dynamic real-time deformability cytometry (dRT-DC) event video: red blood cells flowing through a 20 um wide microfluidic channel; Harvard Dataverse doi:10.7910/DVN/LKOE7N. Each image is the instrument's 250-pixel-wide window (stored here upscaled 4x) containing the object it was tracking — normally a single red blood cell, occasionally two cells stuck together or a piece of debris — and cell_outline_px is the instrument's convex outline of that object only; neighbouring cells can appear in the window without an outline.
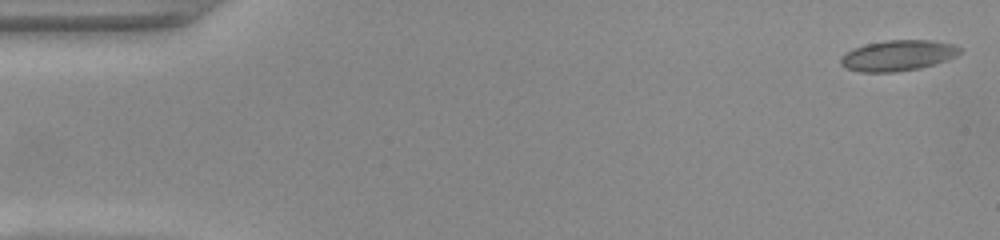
{"species": "common noctule bat (a hibernating species)", "species_latin": "Nyctalus noctula", "temperature_condition": "warm", "stored_images_in_passage": 49, "camera_frame_rate_fps": 3000, "um_per_image_px": 0.085, "animal": {"sex": "female", "body_mass_g": 22.0, "forearm_length_mm": 56.7}, "frame": {"image": 1, "passage_image": 1, "time_ms": 0.0, "image_size_px": [1000, 240], "cell_outline_px": [[960, 52], [956, 56], [948, 60], [936, 64], [920, 68], [896, 72], [860, 72], [844, 68], [840, 64], [840, 56], [844, 52], [852, 48], [864, 44], [884, 40], [928, 40], [956, 44], [960, 48]], "centroid_in_image_um": [76.28, 4.72], "position_along_channel_um": 8.7, "area_um2": 21.73}}
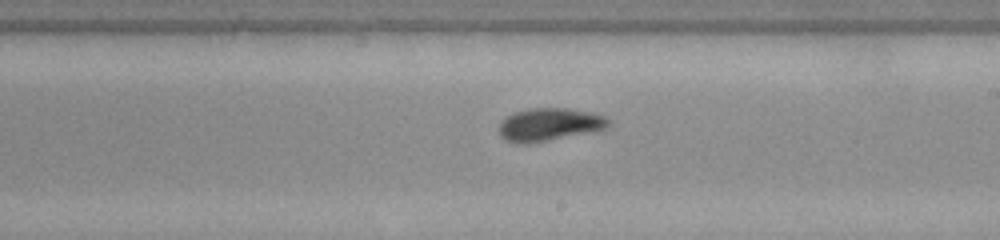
{"frame": {"image": 2, "passage_image": 28, "time_ms": 9.0, "image_size_px": [1000, 240], "cell_outline_px": [[612, 124], [596, 132], [528, 144], [516, 144], [504, 140], [500, 136], [500, 120], [512, 112], [528, 108], [568, 108], [588, 112], [604, 116], [612, 120]], "centroid_in_image_um": [46.69, 10.6], "position_along_channel_um": 242.3, "area_um2": 21.5}}
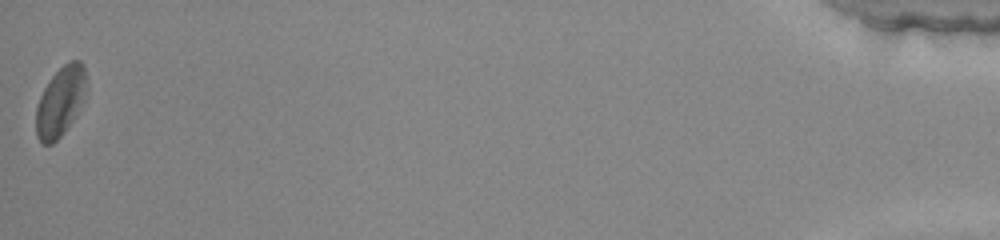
{"frame": {"image": 3, "passage_image": 49, "time_ms": 16.0, "image_size_px": [1000, 240], "cell_outline_px": [[84, 100], [76, 116], [64, 132], [52, 144], [44, 144], [36, 136], [36, 108], [40, 96], [44, 88], [52, 76], [68, 60], [80, 60], [84, 64]], "centroid_in_image_um": [5.12, 8.64], "position_along_channel_um": 430.1, "area_um2": 20.17}, "authors_computed_cell_mechanics": {"area_um2": 20.519, "velocity_mm_per_s": 4.1102, "shape_relaxation_time_tau1_ms": 2.3424, "shape_relaxation_time_tau2_ms": 1.398, "deformation_change_tau1": 0.1408, "deformation_change_tau2": 0.0721}}